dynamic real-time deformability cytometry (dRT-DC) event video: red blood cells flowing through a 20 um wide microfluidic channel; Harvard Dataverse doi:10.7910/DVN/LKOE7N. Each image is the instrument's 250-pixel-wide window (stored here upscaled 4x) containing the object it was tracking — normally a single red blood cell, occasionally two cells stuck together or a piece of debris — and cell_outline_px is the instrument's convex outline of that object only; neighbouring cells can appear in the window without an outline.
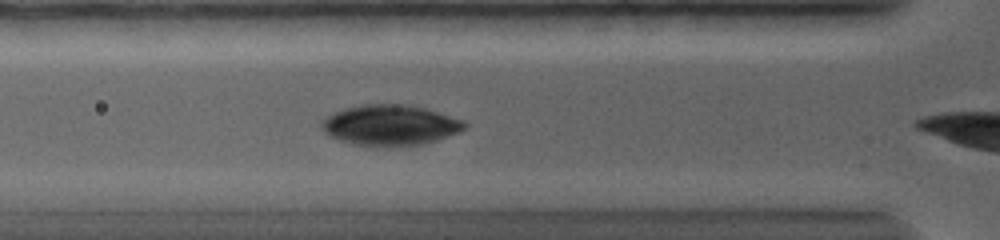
{"species": "common noctule bat (a hibernating species)", "species_latin": "Nyctalus noctula", "temperature_condition": "warm", "stored_images_in_passage": 3, "camera_frame_rate_fps": 5000, "um_per_image_px": 0.085, "animal": {"sex": "female", "body_mass_g": 19.0, "forearm_length_mm": 56.7}, "frame": {"image": 1, "passage_image": 3, "time_ms": 1.8, "image_size_px": [1000, 240], "cell_outline_px": [[468, 124], [460, 132], [424, 144], [352, 144], [328, 136], [320, 128], [320, 120], [324, 116], [332, 112], [344, 108], [360, 104], [400, 104], [424, 108], [464, 120]], "centroid_in_image_um": [33.1, 10.6], "position_along_channel_um": 92.7, "area_um2": 33.41}}